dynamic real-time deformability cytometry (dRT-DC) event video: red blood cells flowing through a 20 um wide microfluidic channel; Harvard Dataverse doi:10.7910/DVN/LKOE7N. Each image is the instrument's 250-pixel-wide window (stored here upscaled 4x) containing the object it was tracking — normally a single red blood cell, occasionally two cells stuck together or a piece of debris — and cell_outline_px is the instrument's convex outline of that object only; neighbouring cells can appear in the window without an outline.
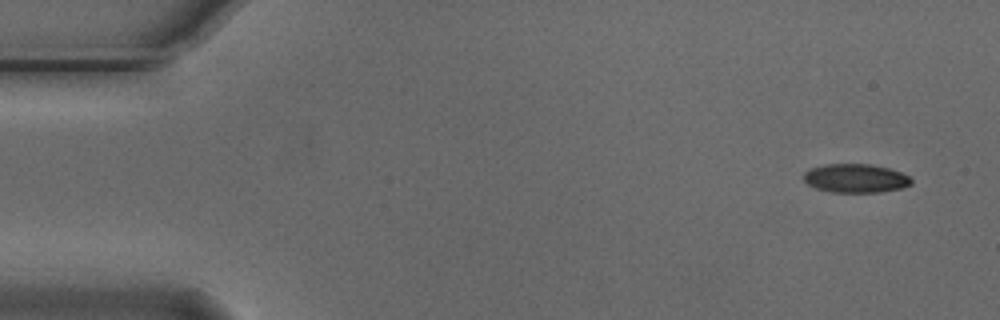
{"species": "Egyptian fruit bat (a non-hibernating species)", "species_latin": "Rousettus aegyptiacus", "temperature_condition": "cold", "stored_images_in_passage": 5, "camera_frame_rate_fps": 3000, "um_per_image_px": 0.085, "animal": {"sex": "male"}, "frame": {"image": 1, "passage_image": 1, "time_ms": 0.0, "image_size_px": [1000, 320], "cell_outline_px": [[912, 184], [904, 188], [880, 192], [832, 192], [816, 188], [808, 184], [804, 180], [804, 172], [812, 168], [824, 164], [872, 164], [888, 168], [900, 172], [908, 176], [912, 180]], "centroid_in_image_um": [72.75, 15.15], "position_along_channel_um": 12.3, "area_um2": 18.03}}
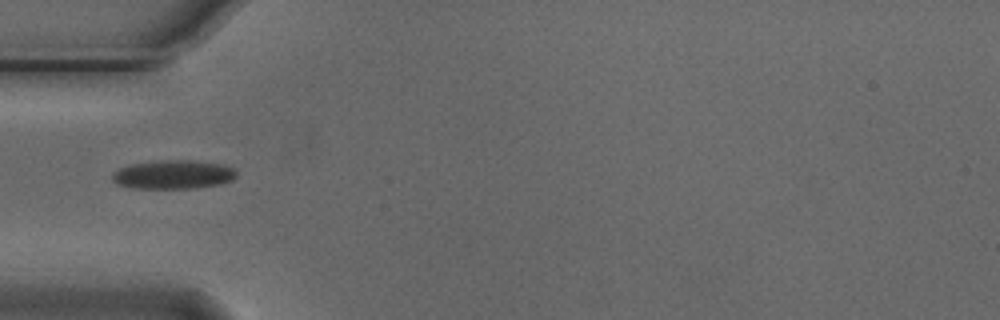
{"frame": {"image": 2, "passage_image": 5, "time_ms": 1.333, "image_size_px": [1000, 320], "cell_outline_px": [[236, 176], [232, 180], [220, 184], [196, 188], [132, 188], [116, 184], [112, 180], [112, 172], [116, 168], [132, 164], [160, 160], [192, 160], [224, 164], [232, 168], [236, 172]], "centroid_in_image_um": [14.69, 14.83], "position_along_channel_um": 70.3, "area_um2": 21.04}}